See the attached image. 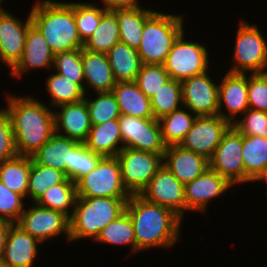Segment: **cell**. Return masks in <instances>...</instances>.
<instances>
[{
	"instance_id": "obj_1",
	"label": "cell",
	"mask_w": 267,
	"mask_h": 267,
	"mask_svg": "<svg viewBox=\"0 0 267 267\" xmlns=\"http://www.w3.org/2000/svg\"><path fill=\"white\" fill-rule=\"evenodd\" d=\"M6 98L17 153L32 157L55 133L54 110L31 95Z\"/></svg>"
},
{
	"instance_id": "obj_2",
	"label": "cell",
	"mask_w": 267,
	"mask_h": 267,
	"mask_svg": "<svg viewBox=\"0 0 267 267\" xmlns=\"http://www.w3.org/2000/svg\"><path fill=\"white\" fill-rule=\"evenodd\" d=\"M125 211L133 224L137 253L151 247H174L178 242L183 220L170 209L131 194Z\"/></svg>"
},
{
	"instance_id": "obj_3",
	"label": "cell",
	"mask_w": 267,
	"mask_h": 267,
	"mask_svg": "<svg viewBox=\"0 0 267 267\" xmlns=\"http://www.w3.org/2000/svg\"><path fill=\"white\" fill-rule=\"evenodd\" d=\"M31 8L32 23L38 28L54 54L82 49L74 19V3L38 0Z\"/></svg>"
},
{
	"instance_id": "obj_4",
	"label": "cell",
	"mask_w": 267,
	"mask_h": 267,
	"mask_svg": "<svg viewBox=\"0 0 267 267\" xmlns=\"http://www.w3.org/2000/svg\"><path fill=\"white\" fill-rule=\"evenodd\" d=\"M128 199L77 196L69 218L70 241L83 238L96 240L100 231L125 211Z\"/></svg>"
},
{
	"instance_id": "obj_5",
	"label": "cell",
	"mask_w": 267,
	"mask_h": 267,
	"mask_svg": "<svg viewBox=\"0 0 267 267\" xmlns=\"http://www.w3.org/2000/svg\"><path fill=\"white\" fill-rule=\"evenodd\" d=\"M182 15H170L156 11L142 30L137 49L143 64L163 65L177 38L184 32Z\"/></svg>"
},
{
	"instance_id": "obj_6",
	"label": "cell",
	"mask_w": 267,
	"mask_h": 267,
	"mask_svg": "<svg viewBox=\"0 0 267 267\" xmlns=\"http://www.w3.org/2000/svg\"><path fill=\"white\" fill-rule=\"evenodd\" d=\"M233 60L234 66L227 72L251 74L267 72V42L258 27L244 20L239 23ZM266 69V70H265Z\"/></svg>"
},
{
	"instance_id": "obj_7",
	"label": "cell",
	"mask_w": 267,
	"mask_h": 267,
	"mask_svg": "<svg viewBox=\"0 0 267 267\" xmlns=\"http://www.w3.org/2000/svg\"><path fill=\"white\" fill-rule=\"evenodd\" d=\"M78 197L130 198L122 183L117 157H103L96 167L76 182Z\"/></svg>"
},
{
	"instance_id": "obj_8",
	"label": "cell",
	"mask_w": 267,
	"mask_h": 267,
	"mask_svg": "<svg viewBox=\"0 0 267 267\" xmlns=\"http://www.w3.org/2000/svg\"><path fill=\"white\" fill-rule=\"evenodd\" d=\"M184 32L174 42L163 64L170 79L182 82L208 71V51L199 42L185 41Z\"/></svg>"
},
{
	"instance_id": "obj_9",
	"label": "cell",
	"mask_w": 267,
	"mask_h": 267,
	"mask_svg": "<svg viewBox=\"0 0 267 267\" xmlns=\"http://www.w3.org/2000/svg\"><path fill=\"white\" fill-rule=\"evenodd\" d=\"M121 165L122 183L130 194H140L163 165V156L123 148L116 156Z\"/></svg>"
},
{
	"instance_id": "obj_10",
	"label": "cell",
	"mask_w": 267,
	"mask_h": 267,
	"mask_svg": "<svg viewBox=\"0 0 267 267\" xmlns=\"http://www.w3.org/2000/svg\"><path fill=\"white\" fill-rule=\"evenodd\" d=\"M123 148L164 155L167 146L159 120L120 115L118 118Z\"/></svg>"
},
{
	"instance_id": "obj_11",
	"label": "cell",
	"mask_w": 267,
	"mask_h": 267,
	"mask_svg": "<svg viewBox=\"0 0 267 267\" xmlns=\"http://www.w3.org/2000/svg\"><path fill=\"white\" fill-rule=\"evenodd\" d=\"M243 135L233 126L223 135L216 151L209 159V168L231 185L245 183L242 159Z\"/></svg>"
},
{
	"instance_id": "obj_12",
	"label": "cell",
	"mask_w": 267,
	"mask_h": 267,
	"mask_svg": "<svg viewBox=\"0 0 267 267\" xmlns=\"http://www.w3.org/2000/svg\"><path fill=\"white\" fill-rule=\"evenodd\" d=\"M15 224L41 243L61 233H65L67 242H70L69 218L59 211L47 209L37 203H34L32 208L25 209Z\"/></svg>"
},
{
	"instance_id": "obj_13",
	"label": "cell",
	"mask_w": 267,
	"mask_h": 267,
	"mask_svg": "<svg viewBox=\"0 0 267 267\" xmlns=\"http://www.w3.org/2000/svg\"><path fill=\"white\" fill-rule=\"evenodd\" d=\"M231 126L219 115L197 116L180 146L209 160Z\"/></svg>"
},
{
	"instance_id": "obj_14",
	"label": "cell",
	"mask_w": 267,
	"mask_h": 267,
	"mask_svg": "<svg viewBox=\"0 0 267 267\" xmlns=\"http://www.w3.org/2000/svg\"><path fill=\"white\" fill-rule=\"evenodd\" d=\"M139 195L148 202L170 209L183 219L186 210L184 185L164 165Z\"/></svg>"
},
{
	"instance_id": "obj_15",
	"label": "cell",
	"mask_w": 267,
	"mask_h": 267,
	"mask_svg": "<svg viewBox=\"0 0 267 267\" xmlns=\"http://www.w3.org/2000/svg\"><path fill=\"white\" fill-rule=\"evenodd\" d=\"M184 108L196 116L218 115V90L208 71L181 82Z\"/></svg>"
},
{
	"instance_id": "obj_16",
	"label": "cell",
	"mask_w": 267,
	"mask_h": 267,
	"mask_svg": "<svg viewBox=\"0 0 267 267\" xmlns=\"http://www.w3.org/2000/svg\"><path fill=\"white\" fill-rule=\"evenodd\" d=\"M25 23L8 11L0 12V61L12 70L20 61L26 35L32 24L30 14Z\"/></svg>"
},
{
	"instance_id": "obj_17",
	"label": "cell",
	"mask_w": 267,
	"mask_h": 267,
	"mask_svg": "<svg viewBox=\"0 0 267 267\" xmlns=\"http://www.w3.org/2000/svg\"><path fill=\"white\" fill-rule=\"evenodd\" d=\"M247 92L248 75L227 72L219 82L218 115L232 125L239 113L242 115L249 109ZM222 106H225L228 113L222 111Z\"/></svg>"
},
{
	"instance_id": "obj_18",
	"label": "cell",
	"mask_w": 267,
	"mask_h": 267,
	"mask_svg": "<svg viewBox=\"0 0 267 267\" xmlns=\"http://www.w3.org/2000/svg\"><path fill=\"white\" fill-rule=\"evenodd\" d=\"M231 185L226 179L208 168L203 174L184 185L186 211H207L212 199L226 193Z\"/></svg>"
},
{
	"instance_id": "obj_19",
	"label": "cell",
	"mask_w": 267,
	"mask_h": 267,
	"mask_svg": "<svg viewBox=\"0 0 267 267\" xmlns=\"http://www.w3.org/2000/svg\"><path fill=\"white\" fill-rule=\"evenodd\" d=\"M41 244L36 238L23 231L15 223L7 233L1 267H33L37 258V244Z\"/></svg>"
},
{
	"instance_id": "obj_20",
	"label": "cell",
	"mask_w": 267,
	"mask_h": 267,
	"mask_svg": "<svg viewBox=\"0 0 267 267\" xmlns=\"http://www.w3.org/2000/svg\"><path fill=\"white\" fill-rule=\"evenodd\" d=\"M56 108L59 112L54 111L55 132L84 143L92 126L86 101L62 104Z\"/></svg>"
},
{
	"instance_id": "obj_21",
	"label": "cell",
	"mask_w": 267,
	"mask_h": 267,
	"mask_svg": "<svg viewBox=\"0 0 267 267\" xmlns=\"http://www.w3.org/2000/svg\"><path fill=\"white\" fill-rule=\"evenodd\" d=\"M163 165L185 185L209 168V160L180 145H172L168 146L164 152Z\"/></svg>"
},
{
	"instance_id": "obj_22",
	"label": "cell",
	"mask_w": 267,
	"mask_h": 267,
	"mask_svg": "<svg viewBox=\"0 0 267 267\" xmlns=\"http://www.w3.org/2000/svg\"><path fill=\"white\" fill-rule=\"evenodd\" d=\"M54 53L38 28L29 26L23 55L17 65L10 71L13 77H21L28 69L53 67Z\"/></svg>"
},
{
	"instance_id": "obj_23",
	"label": "cell",
	"mask_w": 267,
	"mask_h": 267,
	"mask_svg": "<svg viewBox=\"0 0 267 267\" xmlns=\"http://www.w3.org/2000/svg\"><path fill=\"white\" fill-rule=\"evenodd\" d=\"M77 143L55 132L31 158L38 164L62 171L71 180L72 148Z\"/></svg>"
},
{
	"instance_id": "obj_24",
	"label": "cell",
	"mask_w": 267,
	"mask_h": 267,
	"mask_svg": "<svg viewBox=\"0 0 267 267\" xmlns=\"http://www.w3.org/2000/svg\"><path fill=\"white\" fill-rule=\"evenodd\" d=\"M81 59L86 86L97 92H112L117 84L107 54L81 49Z\"/></svg>"
},
{
	"instance_id": "obj_25",
	"label": "cell",
	"mask_w": 267,
	"mask_h": 267,
	"mask_svg": "<svg viewBox=\"0 0 267 267\" xmlns=\"http://www.w3.org/2000/svg\"><path fill=\"white\" fill-rule=\"evenodd\" d=\"M121 115L154 118L151 100L133 82H118L112 89Z\"/></svg>"
},
{
	"instance_id": "obj_26",
	"label": "cell",
	"mask_w": 267,
	"mask_h": 267,
	"mask_svg": "<svg viewBox=\"0 0 267 267\" xmlns=\"http://www.w3.org/2000/svg\"><path fill=\"white\" fill-rule=\"evenodd\" d=\"M84 144L89 150L103 157H116L123 149V146H120L123 142L118 119L92 125Z\"/></svg>"
},
{
	"instance_id": "obj_27",
	"label": "cell",
	"mask_w": 267,
	"mask_h": 267,
	"mask_svg": "<svg viewBox=\"0 0 267 267\" xmlns=\"http://www.w3.org/2000/svg\"><path fill=\"white\" fill-rule=\"evenodd\" d=\"M119 25L120 42L131 48L138 49L145 22L156 12L142 7L117 8L112 10Z\"/></svg>"
},
{
	"instance_id": "obj_28",
	"label": "cell",
	"mask_w": 267,
	"mask_h": 267,
	"mask_svg": "<svg viewBox=\"0 0 267 267\" xmlns=\"http://www.w3.org/2000/svg\"><path fill=\"white\" fill-rule=\"evenodd\" d=\"M116 82H133L143 65L137 49L116 43L107 53Z\"/></svg>"
},
{
	"instance_id": "obj_29",
	"label": "cell",
	"mask_w": 267,
	"mask_h": 267,
	"mask_svg": "<svg viewBox=\"0 0 267 267\" xmlns=\"http://www.w3.org/2000/svg\"><path fill=\"white\" fill-rule=\"evenodd\" d=\"M30 170L31 157L17 155L13 159L0 162V181L25 200Z\"/></svg>"
},
{
	"instance_id": "obj_30",
	"label": "cell",
	"mask_w": 267,
	"mask_h": 267,
	"mask_svg": "<svg viewBox=\"0 0 267 267\" xmlns=\"http://www.w3.org/2000/svg\"><path fill=\"white\" fill-rule=\"evenodd\" d=\"M118 42L120 38L116 14L112 10H106L101 16L97 29L84 42L83 48L106 54Z\"/></svg>"
},
{
	"instance_id": "obj_31",
	"label": "cell",
	"mask_w": 267,
	"mask_h": 267,
	"mask_svg": "<svg viewBox=\"0 0 267 267\" xmlns=\"http://www.w3.org/2000/svg\"><path fill=\"white\" fill-rule=\"evenodd\" d=\"M242 159L245 183L251 182L267 164V137L243 135Z\"/></svg>"
},
{
	"instance_id": "obj_32",
	"label": "cell",
	"mask_w": 267,
	"mask_h": 267,
	"mask_svg": "<svg viewBox=\"0 0 267 267\" xmlns=\"http://www.w3.org/2000/svg\"><path fill=\"white\" fill-rule=\"evenodd\" d=\"M77 199L76 183L66 178L62 183L48 188L36 202L47 209L59 211L71 217L70 208H74Z\"/></svg>"
},
{
	"instance_id": "obj_33",
	"label": "cell",
	"mask_w": 267,
	"mask_h": 267,
	"mask_svg": "<svg viewBox=\"0 0 267 267\" xmlns=\"http://www.w3.org/2000/svg\"><path fill=\"white\" fill-rule=\"evenodd\" d=\"M187 111L188 108H186V111L179 108L159 119L163 141L167 147L180 145L187 132L191 129L197 116Z\"/></svg>"
},
{
	"instance_id": "obj_34",
	"label": "cell",
	"mask_w": 267,
	"mask_h": 267,
	"mask_svg": "<svg viewBox=\"0 0 267 267\" xmlns=\"http://www.w3.org/2000/svg\"><path fill=\"white\" fill-rule=\"evenodd\" d=\"M95 241L104 242L111 245H131V253H136V239L134 228L130 216L126 211L120 214L115 220L110 222Z\"/></svg>"
},
{
	"instance_id": "obj_35",
	"label": "cell",
	"mask_w": 267,
	"mask_h": 267,
	"mask_svg": "<svg viewBox=\"0 0 267 267\" xmlns=\"http://www.w3.org/2000/svg\"><path fill=\"white\" fill-rule=\"evenodd\" d=\"M46 90L52 99L50 105L55 107L62 104L77 103L85 98L84 90L77 83L57 72L48 76Z\"/></svg>"
},
{
	"instance_id": "obj_36",
	"label": "cell",
	"mask_w": 267,
	"mask_h": 267,
	"mask_svg": "<svg viewBox=\"0 0 267 267\" xmlns=\"http://www.w3.org/2000/svg\"><path fill=\"white\" fill-rule=\"evenodd\" d=\"M66 178L62 171L38 164L31 158L27 196L36 203L48 188L62 183Z\"/></svg>"
},
{
	"instance_id": "obj_37",
	"label": "cell",
	"mask_w": 267,
	"mask_h": 267,
	"mask_svg": "<svg viewBox=\"0 0 267 267\" xmlns=\"http://www.w3.org/2000/svg\"><path fill=\"white\" fill-rule=\"evenodd\" d=\"M154 118L157 120L183 106L181 82L170 79L150 98Z\"/></svg>"
},
{
	"instance_id": "obj_38",
	"label": "cell",
	"mask_w": 267,
	"mask_h": 267,
	"mask_svg": "<svg viewBox=\"0 0 267 267\" xmlns=\"http://www.w3.org/2000/svg\"><path fill=\"white\" fill-rule=\"evenodd\" d=\"M53 68L61 76L73 80L85 92L84 73L81 59V49L69 50L54 54Z\"/></svg>"
},
{
	"instance_id": "obj_39",
	"label": "cell",
	"mask_w": 267,
	"mask_h": 267,
	"mask_svg": "<svg viewBox=\"0 0 267 267\" xmlns=\"http://www.w3.org/2000/svg\"><path fill=\"white\" fill-rule=\"evenodd\" d=\"M89 111L92 125H99L106 121L120 117L119 106L112 92H97L96 99L84 98Z\"/></svg>"
},
{
	"instance_id": "obj_40",
	"label": "cell",
	"mask_w": 267,
	"mask_h": 267,
	"mask_svg": "<svg viewBox=\"0 0 267 267\" xmlns=\"http://www.w3.org/2000/svg\"><path fill=\"white\" fill-rule=\"evenodd\" d=\"M105 9L96 3H74V19L81 41L84 43L97 29Z\"/></svg>"
},
{
	"instance_id": "obj_41",
	"label": "cell",
	"mask_w": 267,
	"mask_h": 267,
	"mask_svg": "<svg viewBox=\"0 0 267 267\" xmlns=\"http://www.w3.org/2000/svg\"><path fill=\"white\" fill-rule=\"evenodd\" d=\"M169 80L170 76L164 65L143 64L135 82L139 89L151 98Z\"/></svg>"
},
{
	"instance_id": "obj_42",
	"label": "cell",
	"mask_w": 267,
	"mask_h": 267,
	"mask_svg": "<svg viewBox=\"0 0 267 267\" xmlns=\"http://www.w3.org/2000/svg\"><path fill=\"white\" fill-rule=\"evenodd\" d=\"M102 158V155L92 152L84 143L78 142L72 148L71 181L76 183L90 173Z\"/></svg>"
},
{
	"instance_id": "obj_43",
	"label": "cell",
	"mask_w": 267,
	"mask_h": 267,
	"mask_svg": "<svg viewBox=\"0 0 267 267\" xmlns=\"http://www.w3.org/2000/svg\"><path fill=\"white\" fill-rule=\"evenodd\" d=\"M232 126L242 135L267 137V112L247 109Z\"/></svg>"
},
{
	"instance_id": "obj_44",
	"label": "cell",
	"mask_w": 267,
	"mask_h": 267,
	"mask_svg": "<svg viewBox=\"0 0 267 267\" xmlns=\"http://www.w3.org/2000/svg\"><path fill=\"white\" fill-rule=\"evenodd\" d=\"M23 198L0 181V219L16 223L25 210Z\"/></svg>"
},
{
	"instance_id": "obj_45",
	"label": "cell",
	"mask_w": 267,
	"mask_h": 267,
	"mask_svg": "<svg viewBox=\"0 0 267 267\" xmlns=\"http://www.w3.org/2000/svg\"><path fill=\"white\" fill-rule=\"evenodd\" d=\"M247 93L250 109L267 112V72L250 73Z\"/></svg>"
},
{
	"instance_id": "obj_46",
	"label": "cell",
	"mask_w": 267,
	"mask_h": 267,
	"mask_svg": "<svg viewBox=\"0 0 267 267\" xmlns=\"http://www.w3.org/2000/svg\"><path fill=\"white\" fill-rule=\"evenodd\" d=\"M18 155L10 116L5 108L0 109V162Z\"/></svg>"
},
{
	"instance_id": "obj_47",
	"label": "cell",
	"mask_w": 267,
	"mask_h": 267,
	"mask_svg": "<svg viewBox=\"0 0 267 267\" xmlns=\"http://www.w3.org/2000/svg\"><path fill=\"white\" fill-rule=\"evenodd\" d=\"M105 10H114L117 8L141 7L138 0H101Z\"/></svg>"
},
{
	"instance_id": "obj_48",
	"label": "cell",
	"mask_w": 267,
	"mask_h": 267,
	"mask_svg": "<svg viewBox=\"0 0 267 267\" xmlns=\"http://www.w3.org/2000/svg\"><path fill=\"white\" fill-rule=\"evenodd\" d=\"M13 223L0 219V262L6 242L7 233Z\"/></svg>"
},
{
	"instance_id": "obj_49",
	"label": "cell",
	"mask_w": 267,
	"mask_h": 267,
	"mask_svg": "<svg viewBox=\"0 0 267 267\" xmlns=\"http://www.w3.org/2000/svg\"><path fill=\"white\" fill-rule=\"evenodd\" d=\"M266 181L267 184V164L264 166L262 171L253 179V182L257 181Z\"/></svg>"
},
{
	"instance_id": "obj_50",
	"label": "cell",
	"mask_w": 267,
	"mask_h": 267,
	"mask_svg": "<svg viewBox=\"0 0 267 267\" xmlns=\"http://www.w3.org/2000/svg\"><path fill=\"white\" fill-rule=\"evenodd\" d=\"M4 0H0V12H5L7 10H5L2 6H1V2H3Z\"/></svg>"
}]
</instances>
